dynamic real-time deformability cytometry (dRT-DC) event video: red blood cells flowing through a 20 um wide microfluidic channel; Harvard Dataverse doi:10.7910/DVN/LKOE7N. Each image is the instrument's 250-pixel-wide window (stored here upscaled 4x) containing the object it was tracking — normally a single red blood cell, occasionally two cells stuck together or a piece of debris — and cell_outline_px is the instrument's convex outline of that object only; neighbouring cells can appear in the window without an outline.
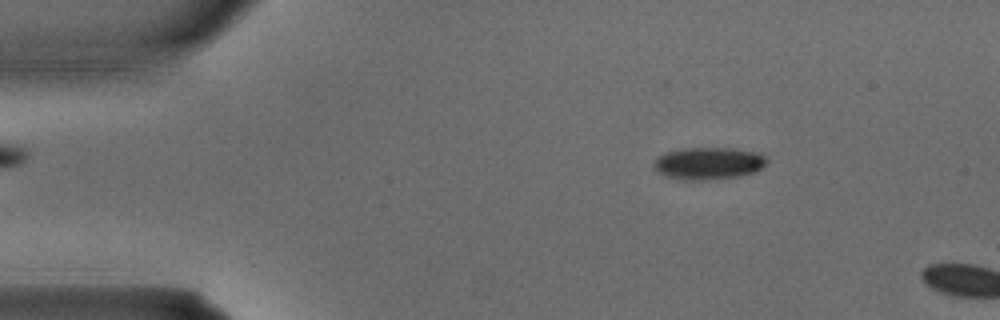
{"species": "common noctule bat (a hibernating species)", "species_latin": "Nyctalus noctula", "temperature_condition": "warm", "stored_images_in_passage": 2, "camera_frame_rate_fps": 3000, "um_per_image_px": 0.085, "animal": {"sex": "male", "body_mass_g": 15.6}, "frame": {"image": 1, "passage_image": 1, "time_ms": 0.0, "image_size_px": [1000, 320], "cell_outline_px": [[768, 164], [756, 172], [740, 176], [708, 180], [684, 180], [664, 176], [656, 168], [656, 160], [664, 152], [684, 148], [728, 148], [760, 152], [768, 160]], "centroid_in_image_um": [60.3, 13.89], "position_along_channel_um": 24.7, "area_um2": 21.27}}